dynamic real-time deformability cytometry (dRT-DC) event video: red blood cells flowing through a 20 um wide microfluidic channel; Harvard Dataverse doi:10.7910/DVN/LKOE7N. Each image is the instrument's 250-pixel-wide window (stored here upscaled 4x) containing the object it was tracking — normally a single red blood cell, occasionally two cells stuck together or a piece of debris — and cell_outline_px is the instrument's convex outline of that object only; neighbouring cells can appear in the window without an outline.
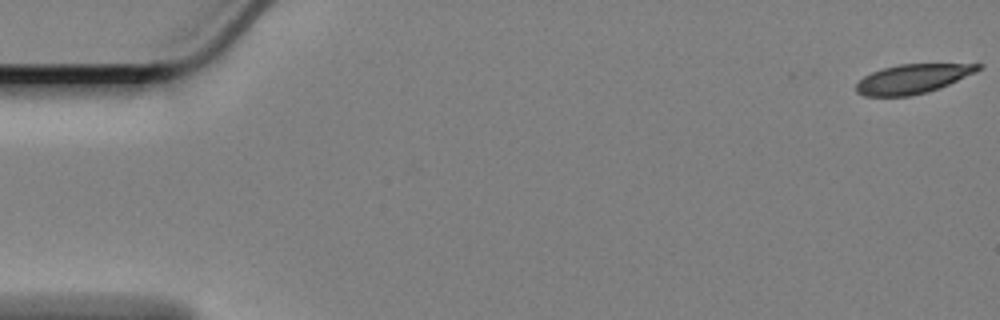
{"species": "Egyptian fruit bat (a non-hibernating species)", "species_latin": "Rousettus aegyptiacus", "temperature_condition": "cold", "stored_images_in_passage": 4, "camera_frame_rate_fps": 3000, "um_per_image_px": 0.085, "animal": {"sex": "female"}, "frame": {"image": 1, "passage_image": 1, "time_ms": 0.0, "image_size_px": [1000, 320], "cell_outline_px": [[984, 64], [980, 68], [940, 88], [928, 92], [908, 96], [864, 96], [856, 92], [856, 84], [864, 76], [872, 72], [884, 68], [900, 64]], "centroid_in_image_um": [77.5, 6.71], "position_along_channel_um": 7.5, "area_um2": 20.35}}